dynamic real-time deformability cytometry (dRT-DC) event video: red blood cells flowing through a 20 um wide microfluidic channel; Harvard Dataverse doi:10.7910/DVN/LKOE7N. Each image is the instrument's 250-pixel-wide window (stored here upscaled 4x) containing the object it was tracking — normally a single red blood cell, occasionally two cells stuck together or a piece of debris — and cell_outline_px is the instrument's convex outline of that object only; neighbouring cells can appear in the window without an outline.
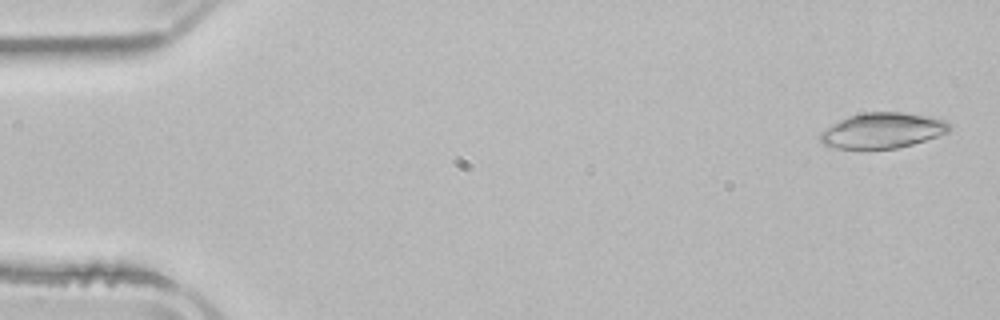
{"species": "common noctule bat (a hibernating species)", "species_latin": "Nyctalus noctula", "temperature_condition": "room temperature", "stored_images_in_passage": 4, "camera_frame_rate_fps": 3000, "um_per_image_px": 0.085, "animal": {"sex": "male", "body_mass_g": 21.5, "forearm_length_mm": 52.0}, "frame": {"image": 1, "passage_image": 4, "time_ms": 4.0, "image_size_px": [1000, 320], "cell_outline_px": [[952, 128], [948, 132], [900, 148], [860, 152], [836, 148], [824, 144], [820, 140], [820, 132], [832, 124], [848, 116], [864, 112], [904, 112], [928, 116], [944, 120]], "centroid_in_image_um": [74.96, 11.13], "position_along_channel_um": 10.0, "area_um2": 27.34}}